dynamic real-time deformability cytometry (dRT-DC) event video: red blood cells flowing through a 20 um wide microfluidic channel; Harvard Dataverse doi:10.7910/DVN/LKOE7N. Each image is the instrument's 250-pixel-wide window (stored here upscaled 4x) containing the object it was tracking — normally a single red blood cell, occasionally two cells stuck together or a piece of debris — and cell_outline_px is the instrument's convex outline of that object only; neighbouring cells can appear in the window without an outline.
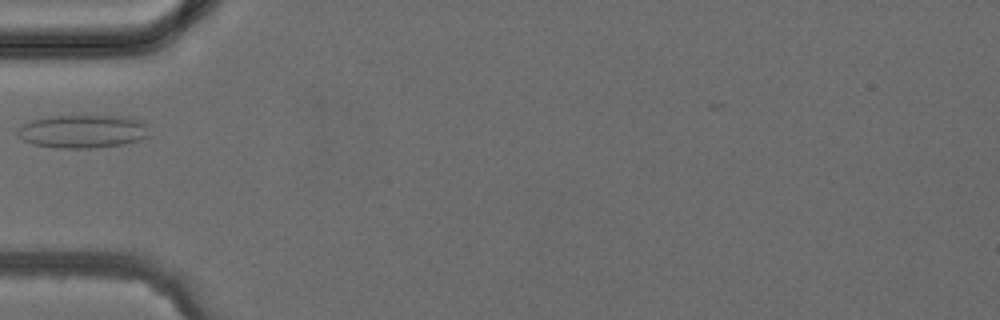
{"species": "common noctule bat (a hibernating species)", "species_latin": "Nyctalus noctula", "temperature_condition": "cold", "stored_images_in_passage": 2, "camera_frame_rate_fps": 3000, "um_per_image_px": 0.085, "animal": {"sex": "female", "body_mass_g": 24.6, "forearm_length_mm": 56.2}, "frame": {"image": 1, "passage_image": 2, "time_ms": 1.667, "image_size_px": [1000, 320], "cell_outline_px": [[148, 136], [140, 140], [120, 144], [92, 148], [56, 148], [32, 144], [16, 136], [16, 132], [24, 124], [32, 120], [48, 116], [124, 116], [140, 120], [148, 124]], "centroid_in_image_um": [7.03, 11.16], "position_along_channel_um": 78.0, "area_um2": 25.55}}